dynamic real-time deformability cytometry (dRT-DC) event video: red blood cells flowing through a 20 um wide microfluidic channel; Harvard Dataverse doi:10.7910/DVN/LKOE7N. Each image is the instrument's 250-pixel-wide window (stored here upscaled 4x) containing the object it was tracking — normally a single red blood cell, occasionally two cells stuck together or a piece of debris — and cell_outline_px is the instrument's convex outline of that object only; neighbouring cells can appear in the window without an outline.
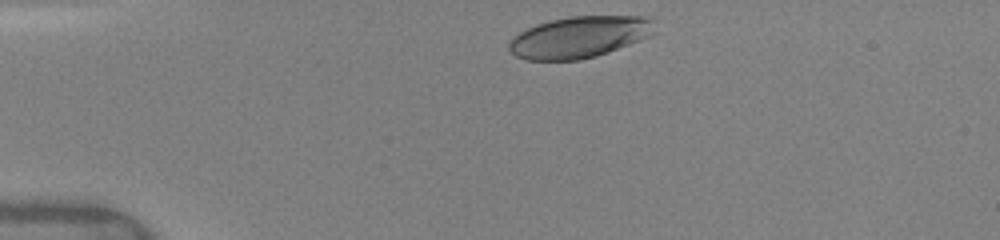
{"species": "human", "species_latin": "Homo sapiens", "temperature_condition": "warm", "stored_images_in_passage": 13, "camera_frame_rate_fps": 3000, "um_per_image_px": 0.085, "donor": {"sex": "female"}, "frame": {"image": 1, "passage_image": 1, "time_ms": 0.0, "image_size_px": [1000, 240], "cell_outline_px": [[652, 20], [648, 36], [608, 52], [596, 56], [580, 60], [528, 60], [516, 56], [508, 48], [508, 44], [520, 32], [536, 24], [548, 20], [572, 16], [640, 16]], "centroid_in_image_um": [49.16, 3.16], "position_along_channel_um": 35.8, "area_um2": 34.51}}
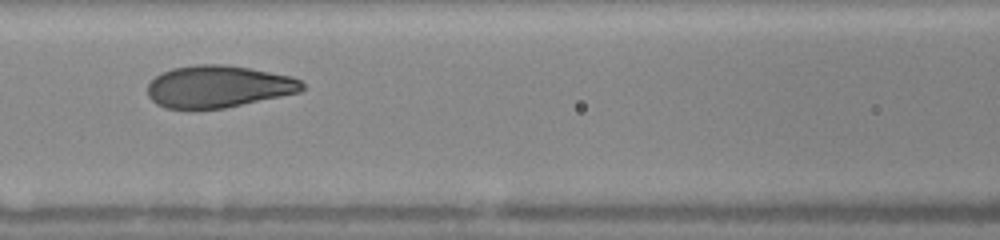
{"frame": {"image": 2, "passage_image": 10, "time_ms": 4.0, "image_size_px": [1000, 240], "cell_outline_px": [[304, 88], [300, 92], [224, 108], [168, 108], [156, 104], [148, 96], [148, 84], [160, 72], [172, 68], [196, 64], [224, 64], [248, 68], [292, 76], [300, 80], [304, 84]], "centroid_in_image_um": [18.55, 7.34], "position_along_channel_um": 148.1, "area_um2": 37.74}}
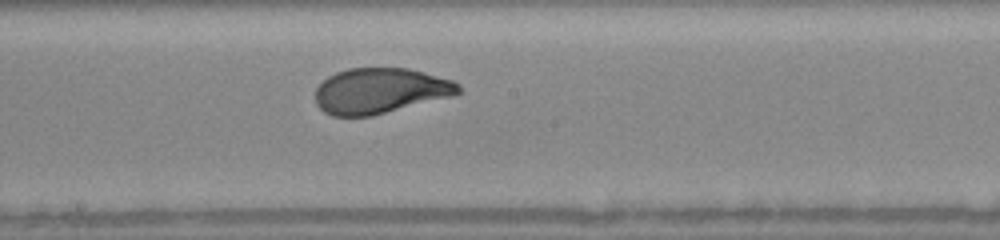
{"frame": {"image": 3, "passage_image": 13, "time_ms": 5.667, "image_size_px": [1000, 240], "cell_outline_px": [[464, 92], [452, 96], [372, 116], [332, 116], [324, 112], [316, 104], [316, 88], [328, 76], [336, 72], [348, 68], [408, 68], [452, 80], [460, 84]], "centroid_in_image_um": [32.33, 7.72], "position_along_channel_um": 215.9, "area_um2": 38.03}}